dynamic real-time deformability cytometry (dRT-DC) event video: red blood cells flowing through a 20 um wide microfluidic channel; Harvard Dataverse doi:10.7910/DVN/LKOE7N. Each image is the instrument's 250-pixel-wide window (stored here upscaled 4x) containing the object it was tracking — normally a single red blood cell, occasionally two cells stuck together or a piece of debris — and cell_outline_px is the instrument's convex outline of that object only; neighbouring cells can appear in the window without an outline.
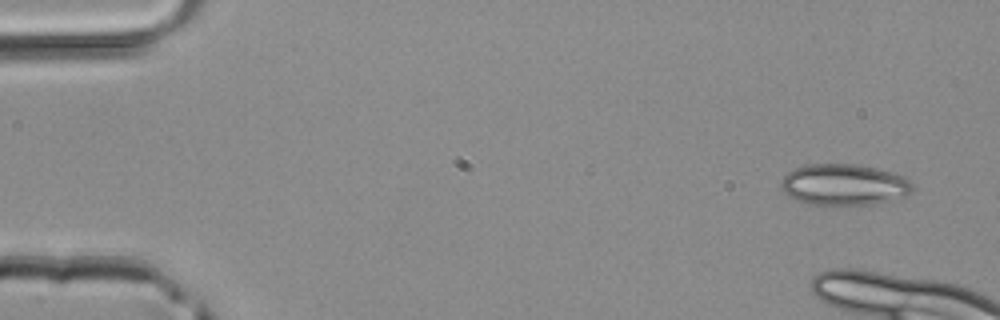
{"species": "common noctule bat (a hibernating species)", "species_latin": "Nyctalus noctula", "temperature_condition": "room temperature", "stored_images_in_passage": 4, "segment_of_instrument_passage": [2, 2], "camera_frame_rate_fps": 3000, "um_per_image_px": 0.085, "animal": {"sex": "male", "body_mass_g": 20.4}, "frame": {"image": 1, "passage_image": 4, "time_ms": 1.0, "image_size_px": [1000, 320], "cell_outline_px": [[916, 188], [912, 192], [904, 196], [876, 204], [812, 204], [796, 200], [784, 192], [780, 188], [780, 184], [784, 176], [788, 172], [796, 168], [808, 164], [856, 164], [876, 168], [904, 176]], "centroid_in_image_um": [71.76, 15.69], "position_along_channel_um": 13.2, "area_um2": 31.44}}